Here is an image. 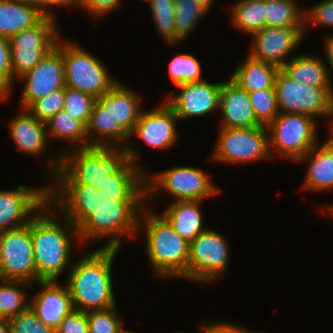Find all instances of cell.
<instances>
[{
	"label": "cell",
	"instance_id": "38",
	"mask_svg": "<svg viewBox=\"0 0 333 333\" xmlns=\"http://www.w3.org/2000/svg\"><path fill=\"white\" fill-rule=\"evenodd\" d=\"M96 100L89 94L65 86L63 110L86 126Z\"/></svg>",
	"mask_w": 333,
	"mask_h": 333
},
{
	"label": "cell",
	"instance_id": "44",
	"mask_svg": "<svg viewBox=\"0 0 333 333\" xmlns=\"http://www.w3.org/2000/svg\"><path fill=\"white\" fill-rule=\"evenodd\" d=\"M56 333H89L87 313L73 309L61 321Z\"/></svg>",
	"mask_w": 333,
	"mask_h": 333
},
{
	"label": "cell",
	"instance_id": "9",
	"mask_svg": "<svg viewBox=\"0 0 333 333\" xmlns=\"http://www.w3.org/2000/svg\"><path fill=\"white\" fill-rule=\"evenodd\" d=\"M219 128L211 160L237 165L271 157L266 125L250 128Z\"/></svg>",
	"mask_w": 333,
	"mask_h": 333
},
{
	"label": "cell",
	"instance_id": "16",
	"mask_svg": "<svg viewBox=\"0 0 333 333\" xmlns=\"http://www.w3.org/2000/svg\"><path fill=\"white\" fill-rule=\"evenodd\" d=\"M25 81L20 108L65 86L63 53L55 46L38 64L19 78Z\"/></svg>",
	"mask_w": 333,
	"mask_h": 333
},
{
	"label": "cell",
	"instance_id": "34",
	"mask_svg": "<svg viewBox=\"0 0 333 333\" xmlns=\"http://www.w3.org/2000/svg\"><path fill=\"white\" fill-rule=\"evenodd\" d=\"M208 12L196 0H175L174 25L176 44L194 31L200 19Z\"/></svg>",
	"mask_w": 333,
	"mask_h": 333
},
{
	"label": "cell",
	"instance_id": "40",
	"mask_svg": "<svg viewBox=\"0 0 333 333\" xmlns=\"http://www.w3.org/2000/svg\"><path fill=\"white\" fill-rule=\"evenodd\" d=\"M65 86L33 101L26 109L38 120L47 122L56 113L63 110Z\"/></svg>",
	"mask_w": 333,
	"mask_h": 333
},
{
	"label": "cell",
	"instance_id": "45",
	"mask_svg": "<svg viewBox=\"0 0 333 333\" xmlns=\"http://www.w3.org/2000/svg\"><path fill=\"white\" fill-rule=\"evenodd\" d=\"M121 3L122 0H80L79 9L85 10L95 20L118 9Z\"/></svg>",
	"mask_w": 333,
	"mask_h": 333
},
{
	"label": "cell",
	"instance_id": "46",
	"mask_svg": "<svg viewBox=\"0 0 333 333\" xmlns=\"http://www.w3.org/2000/svg\"><path fill=\"white\" fill-rule=\"evenodd\" d=\"M80 0H34V6H36L43 14L55 16L54 13L48 11V7H78L79 9Z\"/></svg>",
	"mask_w": 333,
	"mask_h": 333
},
{
	"label": "cell",
	"instance_id": "55",
	"mask_svg": "<svg viewBox=\"0 0 333 333\" xmlns=\"http://www.w3.org/2000/svg\"><path fill=\"white\" fill-rule=\"evenodd\" d=\"M120 333H134L133 331H130V330H125L123 329Z\"/></svg>",
	"mask_w": 333,
	"mask_h": 333
},
{
	"label": "cell",
	"instance_id": "39",
	"mask_svg": "<svg viewBox=\"0 0 333 333\" xmlns=\"http://www.w3.org/2000/svg\"><path fill=\"white\" fill-rule=\"evenodd\" d=\"M117 305L105 310L87 311L89 333H120L124 328ZM118 313V314H117Z\"/></svg>",
	"mask_w": 333,
	"mask_h": 333
},
{
	"label": "cell",
	"instance_id": "29",
	"mask_svg": "<svg viewBox=\"0 0 333 333\" xmlns=\"http://www.w3.org/2000/svg\"><path fill=\"white\" fill-rule=\"evenodd\" d=\"M145 174L146 168L128 159L114 174L105 176L101 190L117 195H146Z\"/></svg>",
	"mask_w": 333,
	"mask_h": 333
},
{
	"label": "cell",
	"instance_id": "5",
	"mask_svg": "<svg viewBox=\"0 0 333 333\" xmlns=\"http://www.w3.org/2000/svg\"><path fill=\"white\" fill-rule=\"evenodd\" d=\"M61 153L55 159L50 157L46 166L54 182L81 183L98 190L105 176L114 174L128 160L122 147L66 148Z\"/></svg>",
	"mask_w": 333,
	"mask_h": 333
},
{
	"label": "cell",
	"instance_id": "12",
	"mask_svg": "<svg viewBox=\"0 0 333 333\" xmlns=\"http://www.w3.org/2000/svg\"><path fill=\"white\" fill-rule=\"evenodd\" d=\"M229 244L225 236L207 228L189 246L188 280L209 283L220 278L229 264Z\"/></svg>",
	"mask_w": 333,
	"mask_h": 333
},
{
	"label": "cell",
	"instance_id": "28",
	"mask_svg": "<svg viewBox=\"0 0 333 333\" xmlns=\"http://www.w3.org/2000/svg\"><path fill=\"white\" fill-rule=\"evenodd\" d=\"M45 14L36 6L12 0H0V36L11 38L33 27Z\"/></svg>",
	"mask_w": 333,
	"mask_h": 333
},
{
	"label": "cell",
	"instance_id": "18",
	"mask_svg": "<svg viewBox=\"0 0 333 333\" xmlns=\"http://www.w3.org/2000/svg\"><path fill=\"white\" fill-rule=\"evenodd\" d=\"M178 120L174 110L163 100L155 109L142 110L130 138L135 136L150 148L167 150L179 139L176 125Z\"/></svg>",
	"mask_w": 333,
	"mask_h": 333
},
{
	"label": "cell",
	"instance_id": "10",
	"mask_svg": "<svg viewBox=\"0 0 333 333\" xmlns=\"http://www.w3.org/2000/svg\"><path fill=\"white\" fill-rule=\"evenodd\" d=\"M55 16L45 15L33 27L10 40L12 73L15 79L31 70L57 44L59 26Z\"/></svg>",
	"mask_w": 333,
	"mask_h": 333
},
{
	"label": "cell",
	"instance_id": "7",
	"mask_svg": "<svg viewBox=\"0 0 333 333\" xmlns=\"http://www.w3.org/2000/svg\"><path fill=\"white\" fill-rule=\"evenodd\" d=\"M145 175L146 201L163 191L173 196V201H204L220 193L202 169L192 166H175L153 174L146 171Z\"/></svg>",
	"mask_w": 333,
	"mask_h": 333
},
{
	"label": "cell",
	"instance_id": "11",
	"mask_svg": "<svg viewBox=\"0 0 333 333\" xmlns=\"http://www.w3.org/2000/svg\"><path fill=\"white\" fill-rule=\"evenodd\" d=\"M279 113L306 114L316 120L333 115V87H312L299 84L281 69L275 79Z\"/></svg>",
	"mask_w": 333,
	"mask_h": 333
},
{
	"label": "cell",
	"instance_id": "33",
	"mask_svg": "<svg viewBox=\"0 0 333 333\" xmlns=\"http://www.w3.org/2000/svg\"><path fill=\"white\" fill-rule=\"evenodd\" d=\"M297 4L295 0H265L266 26L305 27V10Z\"/></svg>",
	"mask_w": 333,
	"mask_h": 333
},
{
	"label": "cell",
	"instance_id": "25",
	"mask_svg": "<svg viewBox=\"0 0 333 333\" xmlns=\"http://www.w3.org/2000/svg\"><path fill=\"white\" fill-rule=\"evenodd\" d=\"M200 200L173 201L160 213L189 243L207 228L203 226Z\"/></svg>",
	"mask_w": 333,
	"mask_h": 333
},
{
	"label": "cell",
	"instance_id": "43",
	"mask_svg": "<svg viewBox=\"0 0 333 333\" xmlns=\"http://www.w3.org/2000/svg\"><path fill=\"white\" fill-rule=\"evenodd\" d=\"M333 28V0H323L304 12V25Z\"/></svg>",
	"mask_w": 333,
	"mask_h": 333
},
{
	"label": "cell",
	"instance_id": "35",
	"mask_svg": "<svg viewBox=\"0 0 333 333\" xmlns=\"http://www.w3.org/2000/svg\"><path fill=\"white\" fill-rule=\"evenodd\" d=\"M154 26L162 39L174 46L176 45V32L174 25L175 0H152L148 3Z\"/></svg>",
	"mask_w": 333,
	"mask_h": 333
},
{
	"label": "cell",
	"instance_id": "50",
	"mask_svg": "<svg viewBox=\"0 0 333 333\" xmlns=\"http://www.w3.org/2000/svg\"><path fill=\"white\" fill-rule=\"evenodd\" d=\"M328 126H330L329 127L330 129L328 130L330 132L329 133L330 135H328L329 138H327V140H325V141L333 147V115L330 119V125H328Z\"/></svg>",
	"mask_w": 333,
	"mask_h": 333
},
{
	"label": "cell",
	"instance_id": "52",
	"mask_svg": "<svg viewBox=\"0 0 333 333\" xmlns=\"http://www.w3.org/2000/svg\"><path fill=\"white\" fill-rule=\"evenodd\" d=\"M205 324L204 325L202 324V326H201V328H203L202 331H201V333H212V323H209V324L205 323ZM173 333H183V332H180V331L176 332L175 331ZM184 333H187V332H184ZM197 333H199V332H197Z\"/></svg>",
	"mask_w": 333,
	"mask_h": 333
},
{
	"label": "cell",
	"instance_id": "4",
	"mask_svg": "<svg viewBox=\"0 0 333 333\" xmlns=\"http://www.w3.org/2000/svg\"><path fill=\"white\" fill-rule=\"evenodd\" d=\"M147 203L149 207L146 205L142 209L138 221V232L145 230L147 261L157 277L188 280L190 243L161 214L153 211L154 206L150 205L152 201Z\"/></svg>",
	"mask_w": 333,
	"mask_h": 333
},
{
	"label": "cell",
	"instance_id": "8",
	"mask_svg": "<svg viewBox=\"0 0 333 333\" xmlns=\"http://www.w3.org/2000/svg\"><path fill=\"white\" fill-rule=\"evenodd\" d=\"M316 123L306 114L279 113L267 125L271 155L298 161L318 143Z\"/></svg>",
	"mask_w": 333,
	"mask_h": 333
},
{
	"label": "cell",
	"instance_id": "53",
	"mask_svg": "<svg viewBox=\"0 0 333 333\" xmlns=\"http://www.w3.org/2000/svg\"><path fill=\"white\" fill-rule=\"evenodd\" d=\"M196 1L209 11L211 9L214 0H196Z\"/></svg>",
	"mask_w": 333,
	"mask_h": 333
},
{
	"label": "cell",
	"instance_id": "48",
	"mask_svg": "<svg viewBox=\"0 0 333 333\" xmlns=\"http://www.w3.org/2000/svg\"><path fill=\"white\" fill-rule=\"evenodd\" d=\"M323 45L324 53L326 54L324 56H326V61H328H325V63L327 64V66H329V70L331 72L333 71V34H329L327 35V37H325Z\"/></svg>",
	"mask_w": 333,
	"mask_h": 333
},
{
	"label": "cell",
	"instance_id": "51",
	"mask_svg": "<svg viewBox=\"0 0 333 333\" xmlns=\"http://www.w3.org/2000/svg\"><path fill=\"white\" fill-rule=\"evenodd\" d=\"M325 208H320L321 211V214H327L328 217H332L333 218V203L332 204H328L327 206L325 205L324 206Z\"/></svg>",
	"mask_w": 333,
	"mask_h": 333
},
{
	"label": "cell",
	"instance_id": "20",
	"mask_svg": "<svg viewBox=\"0 0 333 333\" xmlns=\"http://www.w3.org/2000/svg\"><path fill=\"white\" fill-rule=\"evenodd\" d=\"M36 283L39 291L30 300L29 307L45 325L56 331L61 321L75 309L68 287L58 280Z\"/></svg>",
	"mask_w": 333,
	"mask_h": 333
},
{
	"label": "cell",
	"instance_id": "23",
	"mask_svg": "<svg viewBox=\"0 0 333 333\" xmlns=\"http://www.w3.org/2000/svg\"><path fill=\"white\" fill-rule=\"evenodd\" d=\"M139 95L119 81L107 92L97 98V101L108 109L116 122L131 133L140 118Z\"/></svg>",
	"mask_w": 333,
	"mask_h": 333
},
{
	"label": "cell",
	"instance_id": "1",
	"mask_svg": "<svg viewBox=\"0 0 333 333\" xmlns=\"http://www.w3.org/2000/svg\"><path fill=\"white\" fill-rule=\"evenodd\" d=\"M48 201L77 227L85 247L109 237L102 248L121 249L123 239L140 234L138 221L146 195H117L81 183H55L48 185Z\"/></svg>",
	"mask_w": 333,
	"mask_h": 333
},
{
	"label": "cell",
	"instance_id": "54",
	"mask_svg": "<svg viewBox=\"0 0 333 333\" xmlns=\"http://www.w3.org/2000/svg\"><path fill=\"white\" fill-rule=\"evenodd\" d=\"M12 1H16L19 3H25V4H29V5H34V0H12Z\"/></svg>",
	"mask_w": 333,
	"mask_h": 333
},
{
	"label": "cell",
	"instance_id": "15",
	"mask_svg": "<svg viewBox=\"0 0 333 333\" xmlns=\"http://www.w3.org/2000/svg\"><path fill=\"white\" fill-rule=\"evenodd\" d=\"M47 201V185L39 189L20 185L13 190H0V234L28 224Z\"/></svg>",
	"mask_w": 333,
	"mask_h": 333
},
{
	"label": "cell",
	"instance_id": "14",
	"mask_svg": "<svg viewBox=\"0 0 333 333\" xmlns=\"http://www.w3.org/2000/svg\"><path fill=\"white\" fill-rule=\"evenodd\" d=\"M305 27H278L266 26L253 33L252 49L249 55L257 60L264 61L281 68L290 59H287L301 44L306 35ZM287 59V60H286Z\"/></svg>",
	"mask_w": 333,
	"mask_h": 333
},
{
	"label": "cell",
	"instance_id": "26",
	"mask_svg": "<svg viewBox=\"0 0 333 333\" xmlns=\"http://www.w3.org/2000/svg\"><path fill=\"white\" fill-rule=\"evenodd\" d=\"M280 69L299 84L312 87H333L330 70L321 57L306 53L295 55Z\"/></svg>",
	"mask_w": 333,
	"mask_h": 333
},
{
	"label": "cell",
	"instance_id": "37",
	"mask_svg": "<svg viewBox=\"0 0 333 333\" xmlns=\"http://www.w3.org/2000/svg\"><path fill=\"white\" fill-rule=\"evenodd\" d=\"M255 116L262 125H268L278 114L275 88L248 92Z\"/></svg>",
	"mask_w": 333,
	"mask_h": 333
},
{
	"label": "cell",
	"instance_id": "41",
	"mask_svg": "<svg viewBox=\"0 0 333 333\" xmlns=\"http://www.w3.org/2000/svg\"><path fill=\"white\" fill-rule=\"evenodd\" d=\"M15 78L12 73L10 40L0 36V100L10 97Z\"/></svg>",
	"mask_w": 333,
	"mask_h": 333
},
{
	"label": "cell",
	"instance_id": "21",
	"mask_svg": "<svg viewBox=\"0 0 333 333\" xmlns=\"http://www.w3.org/2000/svg\"><path fill=\"white\" fill-rule=\"evenodd\" d=\"M219 110L221 127L250 128L262 125L255 116L249 93L231 78L222 82Z\"/></svg>",
	"mask_w": 333,
	"mask_h": 333
},
{
	"label": "cell",
	"instance_id": "13",
	"mask_svg": "<svg viewBox=\"0 0 333 333\" xmlns=\"http://www.w3.org/2000/svg\"><path fill=\"white\" fill-rule=\"evenodd\" d=\"M0 279L37 282L31 220L0 234Z\"/></svg>",
	"mask_w": 333,
	"mask_h": 333
},
{
	"label": "cell",
	"instance_id": "32",
	"mask_svg": "<svg viewBox=\"0 0 333 333\" xmlns=\"http://www.w3.org/2000/svg\"><path fill=\"white\" fill-rule=\"evenodd\" d=\"M29 286L32 283L23 280L0 279V318L11 319L29 308L25 290Z\"/></svg>",
	"mask_w": 333,
	"mask_h": 333
},
{
	"label": "cell",
	"instance_id": "36",
	"mask_svg": "<svg viewBox=\"0 0 333 333\" xmlns=\"http://www.w3.org/2000/svg\"><path fill=\"white\" fill-rule=\"evenodd\" d=\"M199 60L189 53L176 55L169 63V76L175 86L202 81V68Z\"/></svg>",
	"mask_w": 333,
	"mask_h": 333
},
{
	"label": "cell",
	"instance_id": "22",
	"mask_svg": "<svg viewBox=\"0 0 333 333\" xmlns=\"http://www.w3.org/2000/svg\"><path fill=\"white\" fill-rule=\"evenodd\" d=\"M10 121L9 135L21 153L40 155L48 147L46 123L38 120L27 109Z\"/></svg>",
	"mask_w": 333,
	"mask_h": 333
},
{
	"label": "cell",
	"instance_id": "47",
	"mask_svg": "<svg viewBox=\"0 0 333 333\" xmlns=\"http://www.w3.org/2000/svg\"><path fill=\"white\" fill-rule=\"evenodd\" d=\"M212 333H261V331H251L246 326L232 324L231 322H214L212 323Z\"/></svg>",
	"mask_w": 333,
	"mask_h": 333
},
{
	"label": "cell",
	"instance_id": "6",
	"mask_svg": "<svg viewBox=\"0 0 333 333\" xmlns=\"http://www.w3.org/2000/svg\"><path fill=\"white\" fill-rule=\"evenodd\" d=\"M56 47L63 53L65 86L98 98L118 81L95 55L70 40L59 41Z\"/></svg>",
	"mask_w": 333,
	"mask_h": 333
},
{
	"label": "cell",
	"instance_id": "31",
	"mask_svg": "<svg viewBox=\"0 0 333 333\" xmlns=\"http://www.w3.org/2000/svg\"><path fill=\"white\" fill-rule=\"evenodd\" d=\"M230 8L231 24L242 33L251 36L266 27L265 1L239 0Z\"/></svg>",
	"mask_w": 333,
	"mask_h": 333
},
{
	"label": "cell",
	"instance_id": "30",
	"mask_svg": "<svg viewBox=\"0 0 333 333\" xmlns=\"http://www.w3.org/2000/svg\"><path fill=\"white\" fill-rule=\"evenodd\" d=\"M46 129H48L47 137L50 135V138L69 142L68 144L73 145L71 149L89 147L86 126L64 110L59 111L46 122Z\"/></svg>",
	"mask_w": 333,
	"mask_h": 333
},
{
	"label": "cell",
	"instance_id": "3",
	"mask_svg": "<svg viewBox=\"0 0 333 333\" xmlns=\"http://www.w3.org/2000/svg\"><path fill=\"white\" fill-rule=\"evenodd\" d=\"M119 250L101 247L72 263L65 284L75 309L84 312L105 310L117 304L111 269Z\"/></svg>",
	"mask_w": 333,
	"mask_h": 333
},
{
	"label": "cell",
	"instance_id": "42",
	"mask_svg": "<svg viewBox=\"0 0 333 333\" xmlns=\"http://www.w3.org/2000/svg\"><path fill=\"white\" fill-rule=\"evenodd\" d=\"M11 333H56L45 325L29 307L26 311L9 319Z\"/></svg>",
	"mask_w": 333,
	"mask_h": 333
},
{
	"label": "cell",
	"instance_id": "2",
	"mask_svg": "<svg viewBox=\"0 0 333 333\" xmlns=\"http://www.w3.org/2000/svg\"><path fill=\"white\" fill-rule=\"evenodd\" d=\"M54 209L47 201L31 218L37 282L58 280L65 269L71 268L70 262L74 252L72 239L75 237L74 239L80 242L77 227ZM58 217H62L64 221Z\"/></svg>",
	"mask_w": 333,
	"mask_h": 333
},
{
	"label": "cell",
	"instance_id": "19",
	"mask_svg": "<svg viewBox=\"0 0 333 333\" xmlns=\"http://www.w3.org/2000/svg\"><path fill=\"white\" fill-rule=\"evenodd\" d=\"M86 133L89 147L125 148L128 159L137 166H140L136 149L133 146L131 147L127 142L130 139V133L120 122H116L111 112L97 100L94 103L92 113L86 125Z\"/></svg>",
	"mask_w": 333,
	"mask_h": 333
},
{
	"label": "cell",
	"instance_id": "27",
	"mask_svg": "<svg viewBox=\"0 0 333 333\" xmlns=\"http://www.w3.org/2000/svg\"><path fill=\"white\" fill-rule=\"evenodd\" d=\"M279 67L252 58L249 54L236 65L230 78L247 92L259 89L275 88V79Z\"/></svg>",
	"mask_w": 333,
	"mask_h": 333
},
{
	"label": "cell",
	"instance_id": "49",
	"mask_svg": "<svg viewBox=\"0 0 333 333\" xmlns=\"http://www.w3.org/2000/svg\"><path fill=\"white\" fill-rule=\"evenodd\" d=\"M0 333H11L9 319L0 318Z\"/></svg>",
	"mask_w": 333,
	"mask_h": 333
},
{
	"label": "cell",
	"instance_id": "17",
	"mask_svg": "<svg viewBox=\"0 0 333 333\" xmlns=\"http://www.w3.org/2000/svg\"><path fill=\"white\" fill-rule=\"evenodd\" d=\"M176 87L180 91L178 95L172 90L173 94L171 93L165 102L174 110L179 121L191 117H205L216 109L219 112L222 82L210 83L202 80Z\"/></svg>",
	"mask_w": 333,
	"mask_h": 333
},
{
	"label": "cell",
	"instance_id": "24",
	"mask_svg": "<svg viewBox=\"0 0 333 333\" xmlns=\"http://www.w3.org/2000/svg\"><path fill=\"white\" fill-rule=\"evenodd\" d=\"M308 159V160H307ZM308 163V171L302 189L321 192L333 188V147L326 141L318 143L297 162Z\"/></svg>",
	"mask_w": 333,
	"mask_h": 333
}]
</instances>
